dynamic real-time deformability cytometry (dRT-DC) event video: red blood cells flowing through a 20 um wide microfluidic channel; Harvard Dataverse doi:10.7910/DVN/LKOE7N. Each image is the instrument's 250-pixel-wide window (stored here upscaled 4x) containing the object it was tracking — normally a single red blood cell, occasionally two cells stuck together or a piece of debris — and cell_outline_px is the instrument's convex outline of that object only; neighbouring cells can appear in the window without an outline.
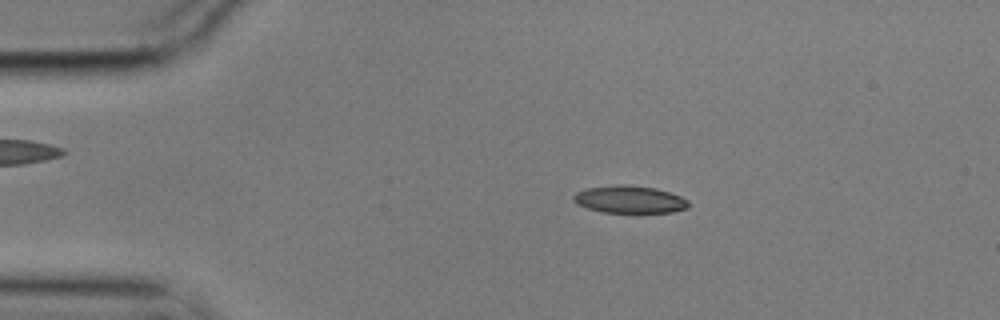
{"species": "common noctule bat (a hibernating species)", "species_latin": "Nyctalus noctula", "temperature_condition": "cold", "stored_images_in_passage": 5, "camera_frame_rate_fps": 3000, "um_per_image_px": 0.085, "animal": {"sex": "male", "body_mass_g": 17.9}, "frame": {"image": 1, "passage_image": 3, "time_ms": 0.667, "image_size_px": [1000, 320], "cell_outline_px": [[688, 208], [672, 212], [600, 212], [576, 204], [572, 200], [572, 196], [576, 192], [588, 188], [616, 184], [628, 184], [656, 188], [680, 196], [688, 200]], "centroid_in_image_um": [53.48, 16.94], "position_along_channel_um": 31.5, "area_um2": 18.44}}
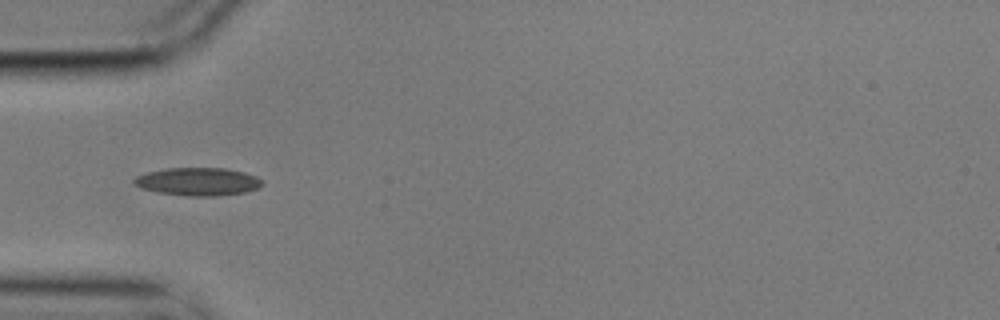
{"frame": {"image": 2, "passage_image": 5, "time_ms": 1.333, "image_size_px": [1000, 320], "cell_outline_px": [[264, 184], [260, 188], [244, 192], [216, 196], [188, 196], [160, 192], [140, 188], [132, 184], [132, 180], [136, 176], [148, 172], [168, 168], [224, 168], [244, 172], [256, 176]], "centroid_in_image_um": [16.82, 15.44], "position_along_channel_um": 68.2, "area_um2": 20.87}}